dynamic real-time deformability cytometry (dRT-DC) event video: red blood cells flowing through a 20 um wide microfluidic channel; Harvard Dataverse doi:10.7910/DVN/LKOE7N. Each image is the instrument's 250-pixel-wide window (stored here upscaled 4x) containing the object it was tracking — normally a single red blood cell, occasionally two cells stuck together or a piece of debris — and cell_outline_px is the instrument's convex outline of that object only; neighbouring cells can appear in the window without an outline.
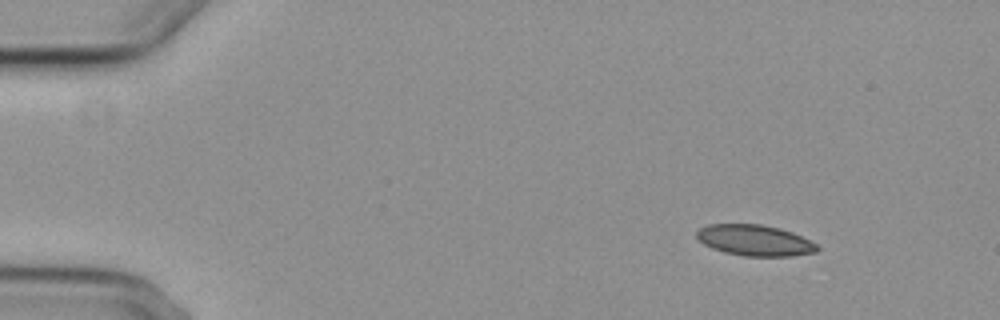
{"species": "common noctule bat (a hibernating species)", "species_latin": "Nyctalus noctula", "temperature_condition": "cold", "stored_images_in_passage": 5, "camera_frame_rate_fps": 3000, "um_per_image_px": 0.085, "animal": {"sex": "female", "body_mass_g": 29.2, "forearm_length_mm": 56.3}, "frame": {"image": 1, "passage_image": 1, "time_ms": 0.0, "image_size_px": [1000, 320], "cell_outline_px": [[820, 248], [816, 252], [792, 256], [744, 256], [724, 252], [712, 248], [704, 244], [696, 236], [696, 232], [700, 228], [708, 224], [760, 224], [780, 228], [792, 232], [816, 244]], "centroid_in_image_um": [64.15, 20.43], "position_along_channel_um": 20.9, "area_um2": 21.68}}
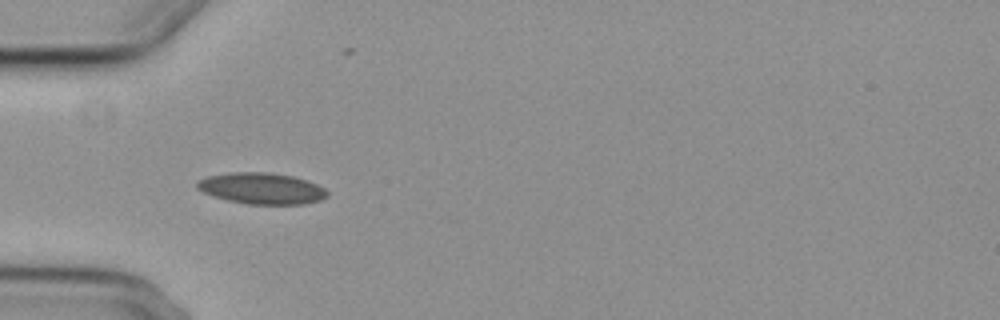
{"frame": {"image": 2, "passage_image": 4, "time_ms": 3.667, "image_size_px": [1000, 320], "cell_outline_px": [[328, 196], [320, 200], [304, 204], [248, 204], [228, 200], [212, 196], [196, 188], [196, 180], [208, 176], [228, 172], [268, 172], [292, 176], [308, 180], [324, 188], [328, 192]], "centroid_in_image_um": [22.22, 16.01], "position_along_channel_um": 62.8, "area_um2": 23.81}}
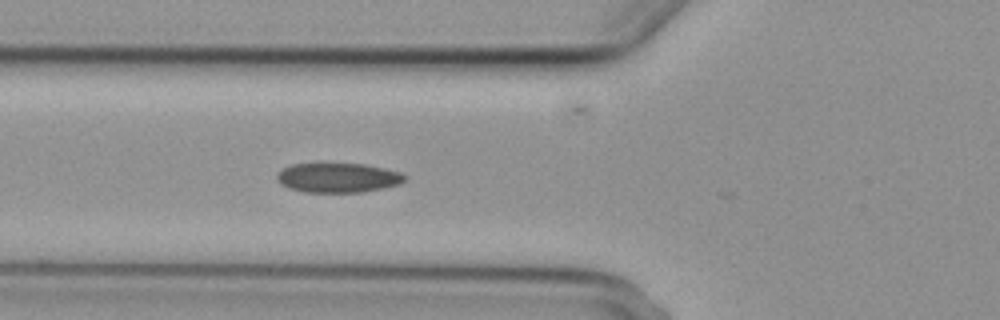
{"frame": {"image": 3, "passage_image": 5, "time_ms": 4.667, "image_size_px": [1000, 320], "cell_outline_px": [[408, 176], [400, 184], [384, 188], [364, 192], [304, 192], [288, 188], [280, 184], [276, 180], [276, 176], [284, 168], [292, 164], [364, 164], [384, 168], [400, 172]], "centroid_in_image_um": [28.74, 15.12], "position_along_channel_um": 97.1, "area_um2": 22.02}}